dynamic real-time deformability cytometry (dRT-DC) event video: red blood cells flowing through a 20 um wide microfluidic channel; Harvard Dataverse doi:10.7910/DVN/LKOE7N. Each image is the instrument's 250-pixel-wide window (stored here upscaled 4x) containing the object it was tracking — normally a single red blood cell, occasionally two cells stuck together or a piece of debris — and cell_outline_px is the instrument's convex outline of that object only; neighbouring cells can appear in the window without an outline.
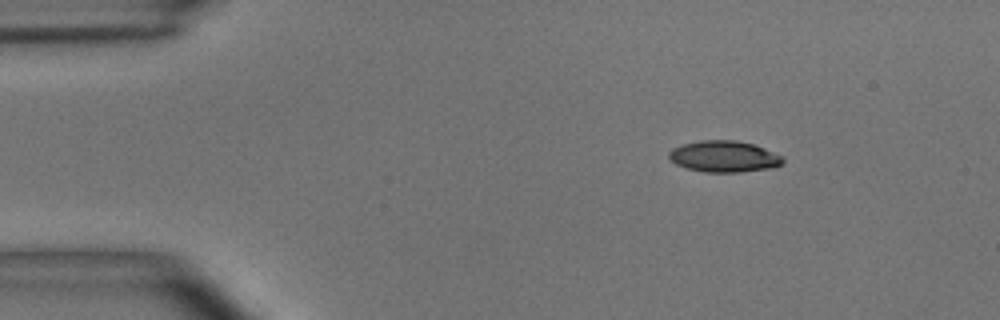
{"species": "common noctule bat (a hibernating species)", "species_latin": "Nyctalus noctula", "temperature_condition": "room temperature", "stored_images_in_passage": 2, "camera_frame_rate_fps": 3000, "um_per_image_px": 0.085, "animal": {"sex": "male", "body_mass_g": 15.6}, "frame": {"image": 1, "passage_image": 1, "time_ms": 0.0, "image_size_px": [1000, 320], "cell_outline_px": [[784, 160], [780, 164], [772, 168], [740, 172], [704, 172], [688, 168], [676, 164], [668, 156], [668, 152], [672, 148], [684, 144], [700, 140], [736, 140], [752, 144], [764, 148], [784, 156]], "centroid_in_image_um": [61.55, 13.3], "position_along_channel_um": 23.4, "area_um2": 20.75}}